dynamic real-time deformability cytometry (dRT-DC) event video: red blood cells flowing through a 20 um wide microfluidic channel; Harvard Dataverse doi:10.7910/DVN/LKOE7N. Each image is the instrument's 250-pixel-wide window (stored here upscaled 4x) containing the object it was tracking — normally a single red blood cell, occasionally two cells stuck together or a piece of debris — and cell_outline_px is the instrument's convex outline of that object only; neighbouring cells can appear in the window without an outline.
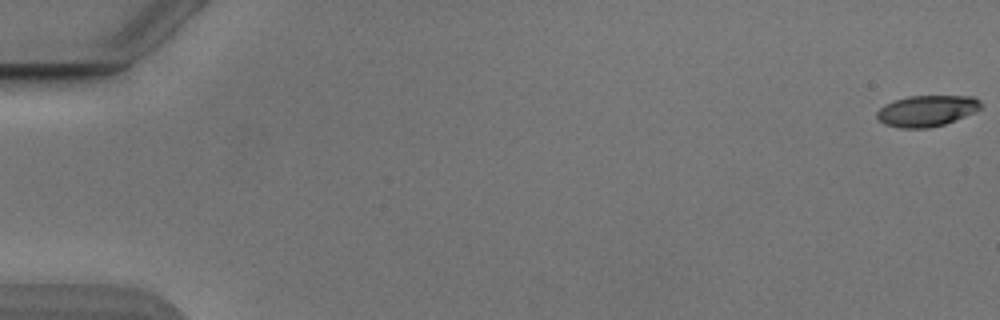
{"species": "Egyptian fruit bat (a non-hibernating species)", "species_latin": "Rousettus aegyptiacus", "temperature_condition": "cold", "stored_images_in_passage": 21, "camera_frame_rate_fps": 3000, "um_per_image_px": 0.085, "animal": {"sex": "male"}, "frame": {"image": 1, "passage_image": 1, "time_ms": 0.0, "image_size_px": [1000, 320], "cell_outline_px": [[980, 108], [976, 112], [944, 124], [928, 128], [900, 128], [884, 124], [876, 116], [876, 112], [884, 104], [892, 100], [908, 96], [972, 96], [980, 100]], "centroid_in_image_um": [78.75, 9.41], "position_along_channel_um": 6.3, "area_um2": 18.9}}
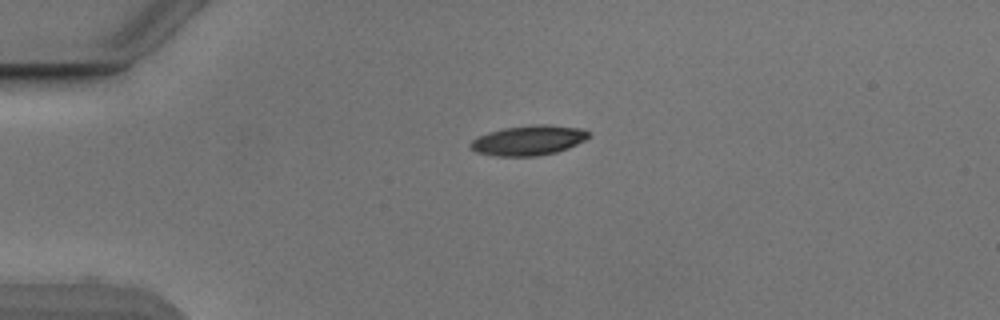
{"frame": {"image": 2, "passage_image": 14, "time_ms": 4.333, "image_size_px": [1000, 320], "cell_outline_px": [[592, 136], [568, 148], [556, 152], [536, 156], [496, 156], [476, 152], [468, 144], [472, 140], [488, 132], [504, 128], [532, 124], [548, 124], [584, 128]], "centroid_in_image_um": [44.95, 11.92], "position_along_channel_um": 40.0, "area_um2": 20.69}}
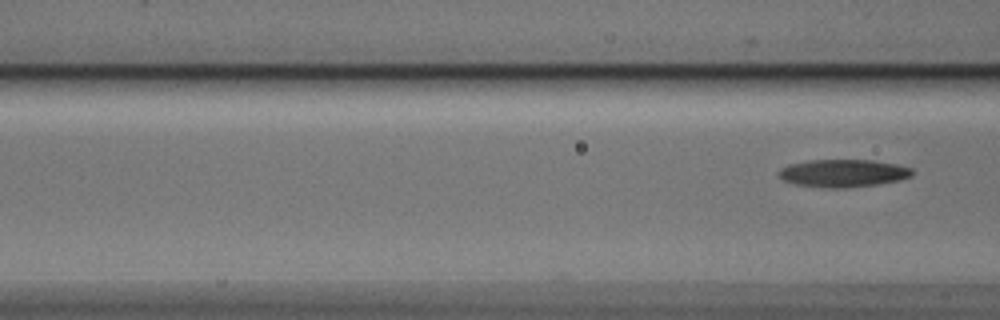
{"frame": {"image": 3, "passage_image": 21, "time_ms": 6.667, "image_size_px": [1000, 320], "cell_outline_px": [[916, 172], [912, 176], [900, 180], [880, 184], [844, 188], [828, 188], [796, 184], [784, 180], [776, 172], [780, 168], [788, 164], [808, 160], [872, 160], [896, 164], [912, 168]], "centroid_in_image_um": [71.69, 14.72], "position_along_channel_um": 94.9, "area_um2": 21.73}}